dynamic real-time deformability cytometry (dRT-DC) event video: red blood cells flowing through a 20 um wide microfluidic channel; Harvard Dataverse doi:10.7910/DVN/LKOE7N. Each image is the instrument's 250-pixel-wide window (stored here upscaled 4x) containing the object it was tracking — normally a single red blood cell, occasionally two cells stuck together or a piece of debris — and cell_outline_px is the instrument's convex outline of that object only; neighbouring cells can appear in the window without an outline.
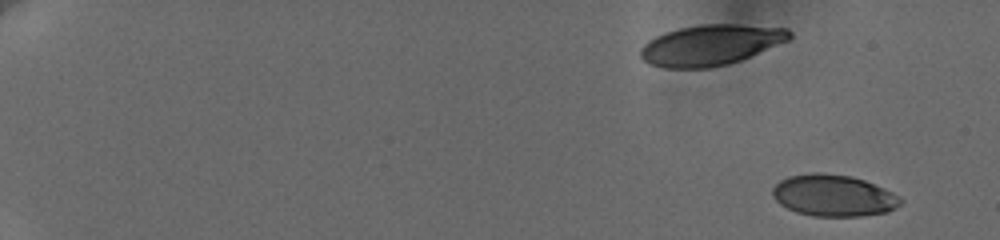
{"species": "human", "species_latin": "Homo sapiens", "temperature_condition": "cold", "stored_images_in_passage": 12, "camera_frame_rate_fps": 3000, "um_per_image_px": 0.085, "donor": {"sex": "female"}, "frame": {"image": 1, "passage_image": 1, "time_ms": 0.0, "image_size_px": [1000, 240], "cell_outline_px": [[904, 200], [896, 208], [888, 212], [860, 216], [812, 216], [796, 212], [780, 204], [772, 196], [772, 188], [780, 180], [788, 176], [812, 172], [824, 172], [852, 176], [864, 180], [884, 188], [900, 196]], "centroid_in_image_um": [70.85, 16.61], "position_along_channel_um": 14.1, "area_um2": 31.33}}
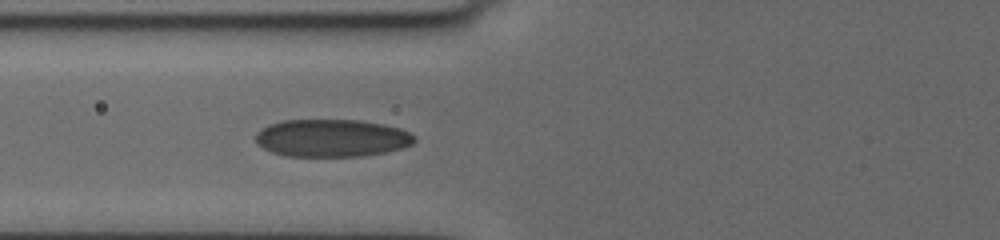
{"frame": {"image": 2, "passage_image": 12, "time_ms": 7.667, "image_size_px": [1000, 240], "cell_outline_px": [[416, 140], [412, 144], [400, 148], [384, 152], [360, 156], [284, 156], [272, 152], [256, 144], [256, 132], [268, 124], [284, 120], [356, 120], [384, 124], [400, 128], [408, 132]], "centroid_in_image_um": [28.15, 11.73], "position_along_channel_um": 97.6, "area_um2": 34.68}}